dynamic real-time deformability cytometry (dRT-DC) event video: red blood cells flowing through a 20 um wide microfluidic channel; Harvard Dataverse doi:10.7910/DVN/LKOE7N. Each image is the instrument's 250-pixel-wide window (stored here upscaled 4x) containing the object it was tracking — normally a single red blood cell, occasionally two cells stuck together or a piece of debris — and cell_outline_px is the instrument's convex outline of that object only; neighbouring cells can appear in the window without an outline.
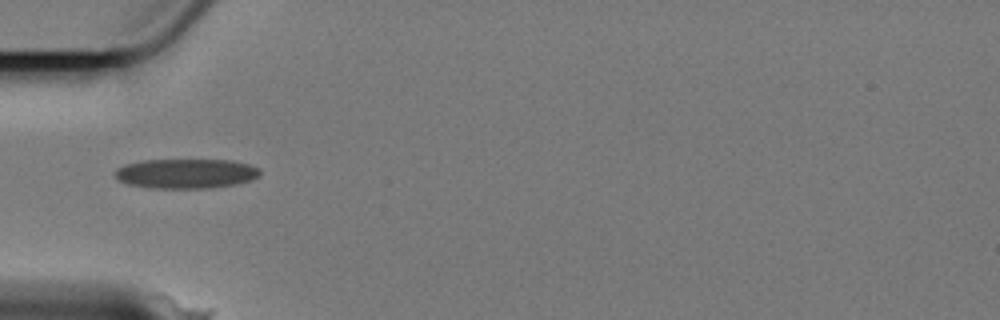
{"species": "Egyptian fruit bat (a non-hibernating species)", "species_latin": "Rousettus aegyptiacus", "temperature_condition": "cold", "stored_images_in_passage": 19, "segment_of_instrument_passage": [1, 2], "camera_frame_rate_fps": 3000, "um_per_image_px": 0.085, "animal": {"sex": "female"}, "frame": {"image": 1, "passage_image": 6, "time_ms": 6.0, "image_size_px": [1000, 320], "cell_outline_px": [[260, 176], [252, 180], [236, 184], [212, 188], [152, 188], [128, 184], [116, 180], [116, 168], [124, 164], [144, 160], [232, 160], [248, 164], [260, 168]], "centroid_in_image_um": [15.82, 14.75], "position_along_channel_um": 69.2, "area_um2": 25.26}}